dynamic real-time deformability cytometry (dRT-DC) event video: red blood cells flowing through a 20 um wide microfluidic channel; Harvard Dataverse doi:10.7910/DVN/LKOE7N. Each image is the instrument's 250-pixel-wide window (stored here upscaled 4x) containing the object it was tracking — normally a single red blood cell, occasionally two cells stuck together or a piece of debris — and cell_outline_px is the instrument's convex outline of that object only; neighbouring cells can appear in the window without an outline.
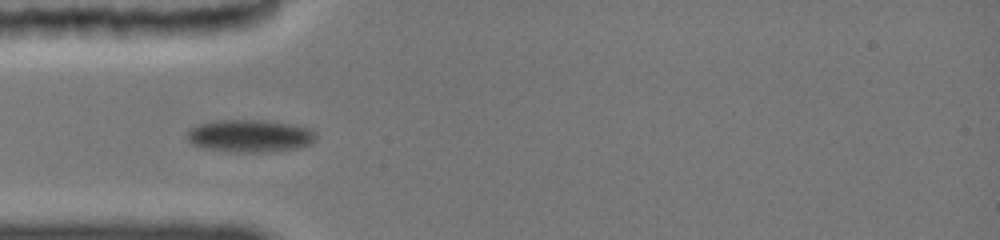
{"species": "common noctule bat (a hibernating species)", "species_latin": "Nyctalus noctula", "temperature_condition": "cold", "stored_images_in_passage": 11, "camera_frame_rate_fps": 3000, "um_per_image_px": 0.085, "animal": {"sex": "female", "body_mass_g": 19.0, "forearm_length_mm": 51.5}, "frame": {"image": 1, "passage_image": 8, "time_ms": 3.667, "image_size_px": [1000, 240], "cell_outline_px": [[312, 140], [308, 144], [300, 148], [276, 152], [224, 152], [204, 148], [192, 144], [188, 140], [188, 132], [192, 128], [200, 124], [220, 120], [248, 120], [280, 124], [304, 128], [312, 132]], "centroid_in_image_um": [21.13, 11.6], "position_along_channel_um": 63.9, "area_um2": 23.58}}
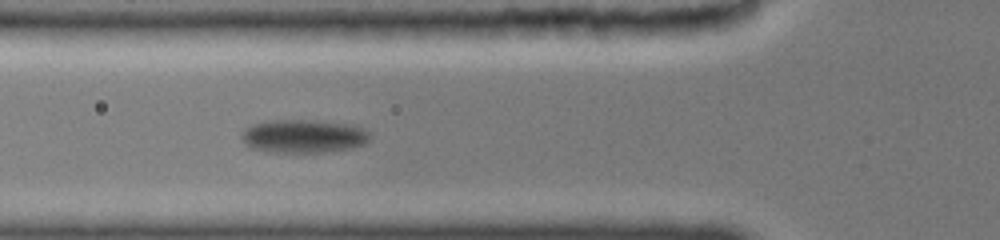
{"frame": {"image": 2, "passage_image": 11, "time_ms": 4.667, "image_size_px": [1000, 240], "cell_outline_px": [[368, 140], [352, 148], [332, 152], [268, 152], [252, 148], [244, 140], [244, 132], [248, 128], [256, 124], [280, 120], [300, 120], [340, 124], [360, 128], [368, 132]], "centroid_in_image_um": [25.8, 11.61], "position_along_channel_um": 100.0, "area_um2": 23.76}}